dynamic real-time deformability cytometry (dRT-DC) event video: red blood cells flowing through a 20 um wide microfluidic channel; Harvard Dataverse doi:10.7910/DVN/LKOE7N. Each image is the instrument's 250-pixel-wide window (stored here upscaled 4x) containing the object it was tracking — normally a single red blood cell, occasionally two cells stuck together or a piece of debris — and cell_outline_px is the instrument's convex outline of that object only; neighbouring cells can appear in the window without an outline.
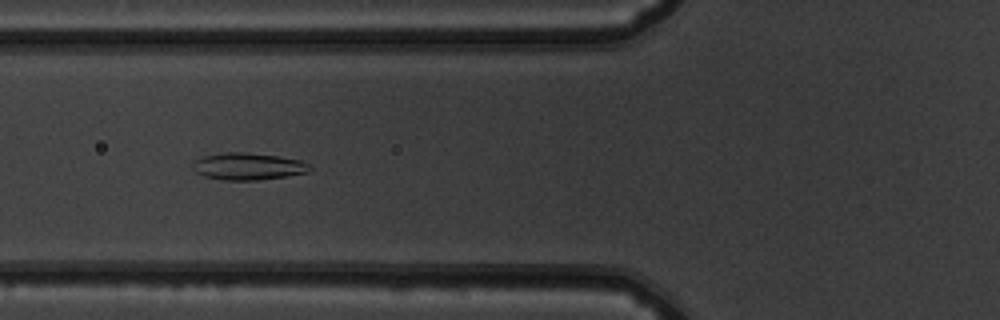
{"species": "common noctule bat (a hibernating species)", "species_latin": "Nyctalus noctula", "temperature_condition": "warm", "stored_images_in_passage": 52, "camera_frame_rate_fps": 3000, "um_per_image_px": 0.085, "animal": {"sex": "male", "body_mass_g": 19.5, "forearm_length_mm": 54.6}, "frame": {"image": 1, "passage_image": 20, "time_ms": 6.333, "image_size_px": [1000, 320], "cell_outline_px": [[312, 168], [308, 172], [288, 176], [256, 180], [224, 180], [204, 176], [196, 172], [192, 168], [192, 160], [204, 156], [224, 152], [244, 152], [276, 156], [300, 160], [308, 164]], "centroid_in_image_um": [21.05, 14.14], "position_along_channel_um": 104.8, "area_um2": 18.44}}
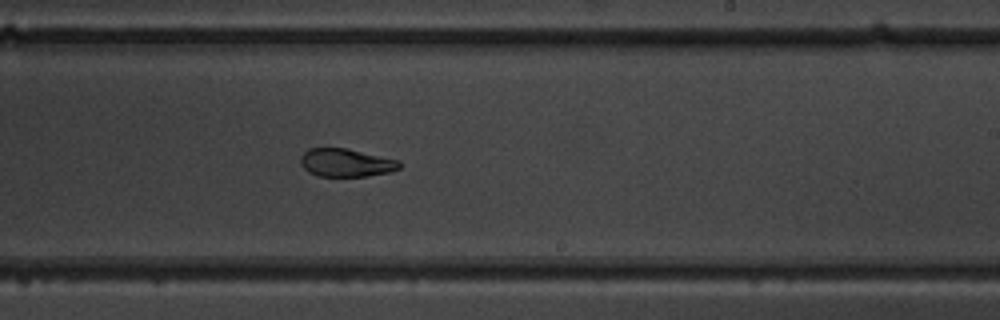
{"frame": {"image": 2, "passage_image": 32, "time_ms": 10.333, "image_size_px": [1000, 320], "cell_outline_px": [[404, 164], [400, 168], [388, 172], [368, 176], [316, 176], [308, 172], [300, 164], [300, 156], [308, 148], [348, 148], [400, 160]], "centroid_in_image_um": [29.43, 13.82], "position_along_channel_um": 259.6, "area_um2": 16.47}}
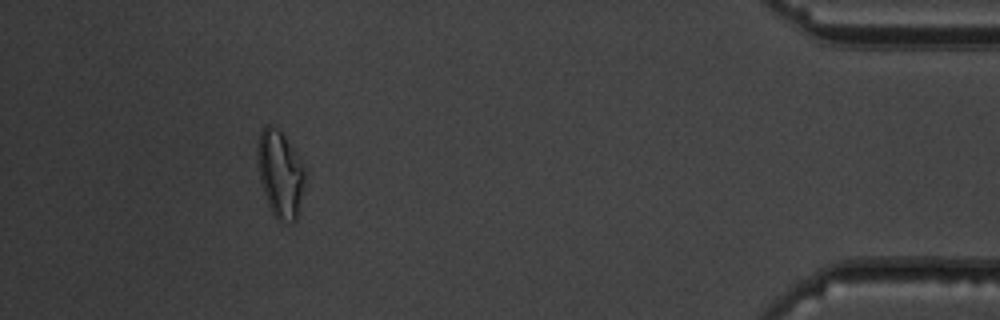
{"frame": {"image": 3, "passage_image": 48, "time_ms": 15.667, "image_size_px": [1000, 320], "cell_outline_px": [[304, 180], [296, 224], [280, 220], [272, 212], [268, 204], [260, 180], [256, 160], [256, 144], [260, 132], [268, 124], [272, 124], [280, 128], [296, 152], [304, 168]], "centroid_in_image_um": [23.79, 14.72], "position_along_channel_um": 411.4, "area_um2": 24.16}, "authors_computed_cell_mechanics": {"area_um2": 19.5364, "velocity_mm_per_s": 3.8824, "shape_relaxation_time_tau1_ms": 6.9862, "shape_relaxation_time_tau2_ms": 1.8304, "deformation_change_tau1": 0.2011, "deformation_change_tau2": 0.0638}}